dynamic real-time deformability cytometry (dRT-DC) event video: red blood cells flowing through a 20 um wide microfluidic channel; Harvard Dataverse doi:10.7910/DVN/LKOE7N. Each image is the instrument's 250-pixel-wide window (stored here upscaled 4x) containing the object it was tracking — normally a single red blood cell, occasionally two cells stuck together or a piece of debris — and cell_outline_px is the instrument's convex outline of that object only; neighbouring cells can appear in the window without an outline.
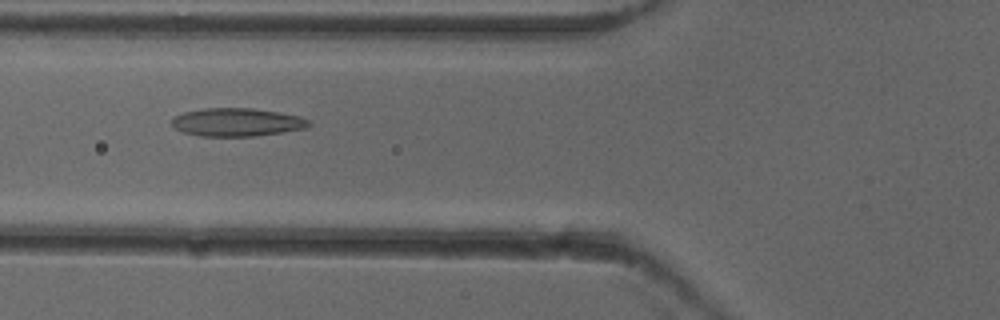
{"species": "common noctule bat (a hibernating species)", "species_latin": "Nyctalus noctula", "temperature_condition": "cold", "stored_images_in_passage": 36, "camera_frame_rate_fps": 3000, "um_per_image_px": 0.085, "animal": {"sex": "female"}, "frame": {"image": 1, "passage_image": 8, "time_ms": 2.333, "image_size_px": [1000, 320], "cell_outline_px": [[312, 124], [304, 128], [284, 132], [256, 136], [200, 136], [184, 132], [176, 128], [172, 124], [172, 120], [176, 116], [184, 112], [204, 108], [252, 108], [280, 112], [300, 116], [312, 120]], "centroid_in_image_um": [20.2, 10.38], "position_along_channel_um": 105.6, "area_um2": 22.54}}
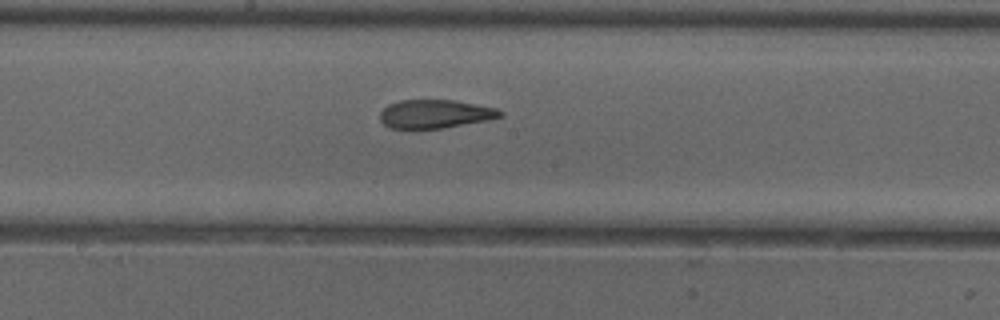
{"frame": {"image": 2, "passage_image": 16, "time_ms": 5.0, "image_size_px": [1000, 320], "cell_outline_px": [[504, 116], [488, 120], [444, 128], [416, 132], [408, 132], [392, 128], [384, 124], [380, 120], [380, 112], [388, 104], [400, 100], [456, 100], [496, 108], [504, 112]], "centroid_in_image_um": [36.94, 9.73], "position_along_channel_um": 211.3, "area_um2": 20.87}}
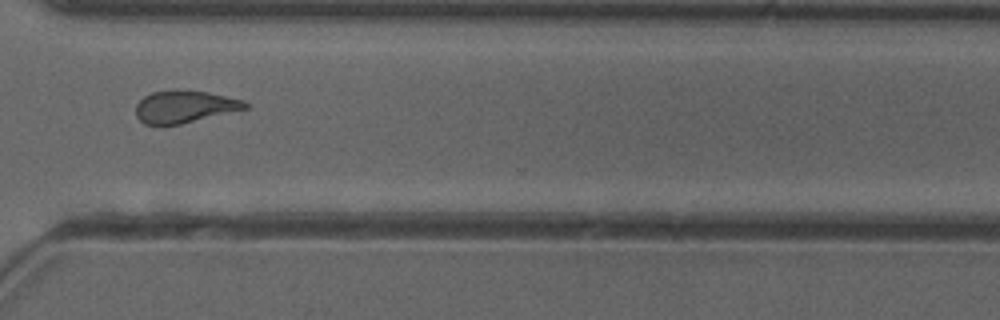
{"frame": {"image": 3, "passage_image": 27, "time_ms": 8.667, "image_size_px": [1000, 320], "cell_outline_px": [[248, 108], [180, 124], [144, 124], [136, 116], [136, 104], [144, 96], [152, 92], [208, 92], [244, 100], [248, 104]], "centroid_in_image_um": [15.69, 9.09], "position_along_channel_um": 354.9, "area_um2": 19.83}, "authors_computed_cell_mechanics": {"area_um2": 21.1837, "velocity_mm_per_s": 3.9278, "shape_relaxation_time_tau1_ms": 5.3218, "shape_relaxation_time_tau2_ms": 2.5446, "deformation_change_tau1": 0.1566, "deformation_change_tau2": 0.1045}}